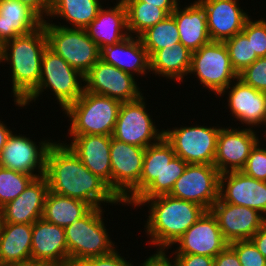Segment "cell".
I'll use <instances>...</instances> for the list:
<instances>
[{
	"label": "cell",
	"instance_id": "6da1fadb",
	"mask_svg": "<svg viewBox=\"0 0 266 266\" xmlns=\"http://www.w3.org/2000/svg\"><path fill=\"white\" fill-rule=\"evenodd\" d=\"M44 176L53 193L82 200L91 207L125 206L61 139H54L48 148Z\"/></svg>",
	"mask_w": 266,
	"mask_h": 266
},
{
	"label": "cell",
	"instance_id": "7a4b0ae2",
	"mask_svg": "<svg viewBox=\"0 0 266 266\" xmlns=\"http://www.w3.org/2000/svg\"><path fill=\"white\" fill-rule=\"evenodd\" d=\"M130 206L136 210L148 207L143 229L155 251H168L206 211L197 203L170 195L136 199Z\"/></svg>",
	"mask_w": 266,
	"mask_h": 266
},
{
	"label": "cell",
	"instance_id": "3957f363",
	"mask_svg": "<svg viewBox=\"0 0 266 266\" xmlns=\"http://www.w3.org/2000/svg\"><path fill=\"white\" fill-rule=\"evenodd\" d=\"M47 46V36L42 25L37 30L17 36L0 47V65H9L11 95L19 110L24 109L22 102L39 84L42 55Z\"/></svg>",
	"mask_w": 266,
	"mask_h": 266
},
{
	"label": "cell",
	"instance_id": "277c9868",
	"mask_svg": "<svg viewBox=\"0 0 266 266\" xmlns=\"http://www.w3.org/2000/svg\"><path fill=\"white\" fill-rule=\"evenodd\" d=\"M84 90V75L47 46L42 55L39 84L22 104L27 109L28 105L31 107V104H36L43 94L50 91L52 92L50 95L54 97L50 96V99L57 101L55 103L59 105L62 112L74 103Z\"/></svg>",
	"mask_w": 266,
	"mask_h": 266
},
{
	"label": "cell",
	"instance_id": "5b68a950",
	"mask_svg": "<svg viewBox=\"0 0 266 266\" xmlns=\"http://www.w3.org/2000/svg\"><path fill=\"white\" fill-rule=\"evenodd\" d=\"M105 213V208L92 207L83 217L64 228L68 266H76L85 259L104 256L119 248L106 227Z\"/></svg>",
	"mask_w": 266,
	"mask_h": 266
},
{
	"label": "cell",
	"instance_id": "8992f818",
	"mask_svg": "<svg viewBox=\"0 0 266 266\" xmlns=\"http://www.w3.org/2000/svg\"><path fill=\"white\" fill-rule=\"evenodd\" d=\"M121 102L113 98L87 92L72 104L62 115L68 118L67 135L112 136ZM70 122V123H69Z\"/></svg>",
	"mask_w": 266,
	"mask_h": 266
},
{
	"label": "cell",
	"instance_id": "52a82bcc",
	"mask_svg": "<svg viewBox=\"0 0 266 266\" xmlns=\"http://www.w3.org/2000/svg\"><path fill=\"white\" fill-rule=\"evenodd\" d=\"M145 149L111 136V191L125 207L140 196Z\"/></svg>",
	"mask_w": 266,
	"mask_h": 266
},
{
	"label": "cell",
	"instance_id": "ba28073f",
	"mask_svg": "<svg viewBox=\"0 0 266 266\" xmlns=\"http://www.w3.org/2000/svg\"><path fill=\"white\" fill-rule=\"evenodd\" d=\"M188 75L187 78L195 76L199 86L207 89L208 94L214 93L215 97L238 78L231 66L225 43L219 41H211L192 52Z\"/></svg>",
	"mask_w": 266,
	"mask_h": 266
},
{
	"label": "cell",
	"instance_id": "9c48e42d",
	"mask_svg": "<svg viewBox=\"0 0 266 266\" xmlns=\"http://www.w3.org/2000/svg\"><path fill=\"white\" fill-rule=\"evenodd\" d=\"M48 47L85 75L100 59V48L85 29L57 26L43 21Z\"/></svg>",
	"mask_w": 266,
	"mask_h": 266
},
{
	"label": "cell",
	"instance_id": "30bf717a",
	"mask_svg": "<svg viewBox=\"0 0 266 266\" xmlns=\"http://www.w3.org/2000/svg\"><path fill=\"white\" fill-rule=\"evenodd\" d=\"M199 124L167 127L163 136L172 145L176 156L186 163L214 165L217 137L224 125Z\"/></svg>",
	"mask_w": 266,
	"mask_h": 266
},
{
	"label": "cell",
	"instance_id": "8fae6325",
	"mask_svg": "<svg viewBox=\"0 0 266 266\" xmlns=\"http://www.w3.org/2000/svg\"><path fill=\"white\" fill-rule=\"evenodd\" d=\"M147 105L144 94L136 100L121 103L112 137L142 148L157 143L164 135V128L157 126Z\"/></svg>",
	"mask_w": 266,
	"mask_h": 266
},
{
	"label": "cell",
	"instance_id": "7c38bea8",
	"mask_svg": "<svg viewBox=\"0 0 266 266\" xmlns=\"http://www.w3.org/2000/svg\"><path fill=\"white\" fill-rule=\"evenodd\" d=\"M12 129L14 131L7 138L6 144L0 153V166L32 175L35 178L44 176L46 154L48 148L54 142L53 139L44 137L39 142H35L36 139H30L33 136L29 137V133L27 135L17 134L16 128Z\"/></svg>",
	"mask_w": 266,
	"mask_h": 266
},
{
	"label": "cell",
	"instance_id": "4fadbf2b",
	"mask_svg": "<svg viewBox=\"0 0 266 266\" xmlns=\"http://www.w3.org/2000/svg\"><path fill=\"white\" fill-rule=\"evenodd\" d=\"M215 98L226 100L224 105L227 107L224 108L226 112L229 109L228 116L233 117L230 120L239 122L236 124L256 130L262 125L260 132L266 128V92L258 91L237 78Z\"/></svg>",
	"mask_w": 266,
	"mask_h": 266
},
{
	"label": "cell",
	"instance_id": "5bb4252c",
	"mask_svg": "<svg viewBox=\"0 0 266 266\" xmlns=\"http://www.w3.org/2000/svg\"><path fill=\"white\" fill-rule=\"evenodd\" d=\"M138 80L132 74L101 59L84 75L85 91L104 95L121 103L136 100L144 94Z\"/></svg>",
	"mask_w": 266,
	"mask_h": 266
},
{
	"label": "cell",
	"instance_id": "9a60e30c",
	"mask_svg": "<svg viewBox=\"0 0 266 266\" xmlns=\"http://www.w3.org/2000/svg\"><path fill=\"white\" fill-rule=\"evenodd\" d=\"M219 177L220 173L214 165L188 164L168 195L210 210L219 199Z\"/></svg>",
	"mask_w": 266,
	"mask_h": 266
},
{
	"label": "cell",
	"instance_id": "2e32d148",
	"mask_svg": "<svg viewBox=\"0 0 266 266\" xmlns=\"http://www.w3.org/2000/svg\"><path fill=\"white\" fill-rule=\"evenodd\" d=\"M243 126H222L217 137L214 166L219 173L241 171L247 162L251 149L260 140L261 133Z\"/></svg>",
	"mask_w": 266,
	"mask_h": 266
},
{
	"label": "cell",
	"instance_id": "e0dca14e",
	"mask_svg": "<svg viewBox=\"0 0 266 266\" xmlns=\"http://www.w3.org/2000/svg\"><path fill=\"white\" fill-rule=\"evenodd\" d=\"M227 245L228 242L223 238L217 218L211 210H206L170 248L173 250L167 252L168 254H196L214 258Z\"/></svg>",
	"mask_w": 266,
	"mask_h": 266
},
{
	"label": "cell",
	"instance_id": "ac0fdd59",
	"mask_svg": "<svg viewBox=\"0 0 266 266\" xmlns=\"http://www.w3.org/2000/svg\"><path fill=\"white\" fill-rule=\"evenodd\" d=\"M217 218L223 238L228 242L250 240L266 223L259 211L223 202L220 198L210 209Z\"/></svg>",
	"mask_w": 266,
	"mask_h": 266
},
{
	"label": "cell",
	"instance_id": "d6986e66",
	"mask_svg": "<svg viewBox=\"0 0 266 266\" xmlns=\"http://www.w3.org/2000/svg\"><path fill=\"white\" fill-rule=\"evenodd\" d=\"M219 198L226 203L255 209L266 217V181L256 180L242 171L220 174Z\"/></svg>",
	"mask_w": 266,
	"mask_h": 266
},
{
	"label": "cell",
	"instance_id": "ffe728a7",
	"mask_svg": "<svg viewBox=\"0 0 266 266\" xmlns=\"http://www.w3.org/2000/svg\"><path fill=\"white\" fill-rule=\"evenodd\" d=\"M197 1L205 10L211 41L224 42L242 32L246 20L250 17L247 12L249 10L243 5L240 6L239 0Z\"/></svg>",
	"mask_w": 266,
	"mask_h": 266
},
{
	"label": "cell",
	"instance_id": "44dd1931",
	"mask_svg": "<svg viewBox=\"0 0 266 266\" xmlns=\"http://www.w3.org/2000/svg\"><path fill=\"white\" fill-rule=\"evenodd\" d=\"M67 144L85 167L103 180L111 190V136L106 135H66ZM70 136V137H69ZM68 142H66L68 138ZM71 140V141H70Z\"/></svg>",
	"mask_w": 266,
	"mask_h": 266
},
{
	"label": "cell",
	"instance_id": "7402d4cb",
	"mask_svg": "<svg viewBox=\"0 0 266 266\" xmlns=\"http://www.w3.org/2000/svg\"><path fill=\"white\" fill-rule=\"evenodd\" d=\"M48 191L45 176L34 178L17 198L0 209V223L33 224L42 218Z\"/></svg>",
	"mask_w": 266,
	"mask_h": 266
},
{
	"label": "cell",
	"instance_id": "603a6c76",
	"mask_svg": "<svg viewBox=\"0 0 266 266\" xmlns=\"http://www.w3.org/2000/svg\"><path fill=\"white\" fill-rule=\"evenodd\" d=\"M100 59L126 73L148 77L150 57L139 37L129 35L120 42L101 49Z\"/></svg>",
	"mask_w": 266,
	"mask_h": 266
},
{
	"label": "cell",
	"instance_id": "cb8c5ba5",
	"mask_svg": "<svg viewBox=\"0 0 266 266\" xmlns=\"http://www.w3.org/2000/svg\"><path fill=\"white\" fill-rule=\"evenodd\" d=\"M115 2H113L115 4L113 6L111 3H105L106 7L103 5L98 11L97 17L85 28L88 36L100 50L114 45L130 35L124 2L122 0Z\"/></svg>",
	"mask_w": 266,
	"mask_h": 266
},
{
	"label": "cell",
	"instance_id": "d4e9b609",
	"mask_svg": "<svg viewBox=\"0 0 266 266\" xmlns=\"http://www.w3.org/2000/svg\"><path fill=\"white\" fill-rule=\"evenodd\" d=\"M31 259L68 266V246L64 228L43 218L34 222Z\"/></svg>",
	"mask_w": 266,
	"mask_h": 266
},
{
	"label": "cell",
	"instance_id": "484cf974",
	"mask_svg": "<svg viewBox=\"0 0 266 266\" xmlns=\"http://www.w3.org/2000/svg\"><path fill=\"white\" fill-rule=\"evenodd\" d=\"M175 155L172 145L164 136L145 149L140 196L137 199L163 195V172Z\"/></svg>",
	"mask_w": 266,
	"mask_h": 266
},
{
	"label": "cell",
	"instance_id": "4316f807",
	"mask_svg": "<svg viewBox=\"0 0 266 266\" xmlns=\"http://www.w3.org/2000/svg\"><path fill=\"white\" fill-rule=\"evenodd\" d=\"M181 2L183 3L181 0L171 16L177 24L180 43L191 52H195L201 46L211 42L206 13L197 0L182 6Z\"/></svg>",
	"mask_w": 266,
	"mask_h": 266
},
{
	"label": "cell",
	"instance_id": "83f0119b",
	"mask_svg": "<svg viewBox=\"0 0 266 266\" xmlns=\"http://www.w3.org/2000/svg\"><path fill=\"white\" fill-rule=\"evenodd\" d=\"M43 19L18 0H0V47L20 35L43 25Z\"/></svg>",
	"mask_w": 266,
	"mask_h": 266
},
{
	"label": "cell",
	"instance_id": "f1b7e54d",
	"mask_svg": "<svg viewBox=\"0 0 266 266\" xmlns=\"http://www.w3.org/2000/svg\"><path fill=\"white\" fill-rule=\"evenodd\" d=\"M33 224L0 223V265L31 260Z\"/></svg>",
	"mask_w": 266,
	"mask_h": 266
},
{
	"label": "cell",
	"instance_id": "f546056e",
	"mask_svg": "<svg viewBox=\"0 0 266 266\" xmlns=\"http://www.w3.org/2000/svg\"><path fill=\"white\" fill-rule=\"evenodd\" d=\"M106 1L109 3V0H52L46 20L57 26L85 29L97 17ZM52 19L63 21L53 22Z\"/></svg>",
	"mask_w": 266,
	"mask_h": 266
},
{
	"label": "cell",
	"instance_id": "4dcf8cb0",
	"mask_svg": "<svg viewBox=\"0 0 266 266\" xmlns=\"http://www.w3.org/2000/svg\"><path fill=\"white\" fill-rule=\"evenodd\" d=\"M191 55L192 52L181 43L175 44L170 49L167 47L160 49L150 58V74L161 79L163 77L171 83L174 81L173 83L183 84L188 81Z\"/></svg>",
	"mask_w": 266,
	"mask_h": 266
},
{
	"label": "cell",
	"instance_id": "1f68e13d",
	"mask_svg": "<svg viewBox=\"0 0 266 266\" xmlns=\"http://www.w3.org/2000/svg\"><path fill=\"white\" fill-rule=\"evenodd\" d=\"M92 207L79 199L48 191L42 218L60 227H67L83 217Z\"/></svg>",
	"mask_w": 266,
	"mask_h": 266
},
{
	"label": "cell",
	"instance_id": "d6a6232c",
	"mask_svg": "<svg viewBox=\"0 0 266 266\" xmlns=\"http://www.w3.org/2000/svg\"><path fill=\"white\" fill-rule=\"evenodd\" d=\"M127 12V28L132 36L139 37L148 28L163 21L168 14L155 5L142 1H123Z\"/></svg>",
	"mask_w": 266,
	"mask_h": 266
},
{
	"label": "cell",
	"instance_id": "836d02e7",
	"mask_svg": "<svg viewBox=\"0 0 266 266\" xmlns=\"http://www.w3.org/2000/svg\"><path fill=\"white\" fill-rule=\"evenodd\" d=\"M139 38L151 58L158 50L172 48L180 43L178 27L175 19L168 15L163 21L148 28Z\"/></svg>",
	"mask_w": 266,
	"mask_h": 266
},
{
	"label": "cell",
	"instance_id": "e575fe53",
	"mask_svg": "<svg viewBox=\"0 0 266 266\" xmlns=\"http://www.w3.org/2000/svg\"><path fill=\"white\" fill-rule=\"evenodd\" d=\"M224 43L228 49L231 66L238 75L258 59L257 54L253 52L251 39L243 32L225 40Z\"/></svg>",
	"mask_w": 266,
	"mask_h": 266
},
{
	"label": "cell",
	"instance_id": "d590c367",
	"mask_svg": "<svg viewBox=\"0 0 266 266\" xmlns=\"http://www.w3.org/2000/svg\"><path fill=\"white\" fill-rule=\"evenodd\" d=\"M34 178L0 166V209L17 198Z\"/></svg>",
	"mask_w": 266,
	"mask_h": 266
},
{
	"label": "cell",
	"instance_id": "8d00e7d4",
	"mask_svg": "<svg viewBox=\"0 0 266 266\" xmlns=\"http://www.w3.org/2000/svg\"><path fill=\"white\" fill-rule=\"evenodd\" d=\"M254 19L250 16L245 24L242 32L251 39V46L253 52L257 54L258 58L266 57V19L261 16Z\"/></svg>",
	"mask_w": 266,
	"mask_h": 266
},
{
	"label": "cell",
	"instance_id": "74e56055",
	"mask_svg": "<svg viewBox=\"0 0 266 266\" xmlns=\"http://www.w3.org/2000/svg\"><path fill=\"white\" fill-rule=\"evenodd\" d=\"M263 143V144H262ZM266 142L260 140L251 149L245 167L241 170L256 180L266 181Z\"/></svg>",
	"mask_w": 266,
	"mask_h": 266
},
{
	"label": "cell",
	"instance_id": "f35d334b",
	"mask_svg": "<svg viewBox=\"0 0 266 266\" xmlns=\"http://www.w3.org/2000/svg\"><path fill=\"white\" fill-rule=\"evenodd\" d=\"M228 245L235 251L242 266H266V258L251 240H237Z\"/></svg>",
	"mask_w": 266,
	"mask_h": 266
},
{
	"label": "cell",
	"instance_id": "ab89813d",
	"mask_svg": "<svg viewBox=\"0 0 266 266\" xmlns=\"http://www.w3.org/2000/svg\"><path fill=\"white\" fill-rule=\"evenodd\" d=\"M246 85L266 92V57L256 59L250 66L238 75Z\"/></svg>",
	"mask_w": 266,
	"mask_h": 266
},
{
	"label": "cell",
	"instance_id": "60d3db41",
	"mask_svg": "<svg viewBox=\"0 0 266 266\" xmlns=\"http://www.w3.org/2000/svg\"><path fill=\"white\" fill-rule=\"evenodd\" d=\"M119 250L116 248L110 254L85 259L76 266H137V264L134 265L135 261H131V258L130 260H126L128 257H123L124 253H122V250H120V253Z\"/></svg>",
	"mask_w": 266,
	"mask_h": 266
},
{
	"label": "cell",
	"instance_id": "b9f144b4",
	"mask_svg": "<svg viewBox=\"0 0 266 266\" xmlns=\"http://www.w3.org/2000/svg\"><path fill=\"white\" fill-rule=\"evenodd\" d=\"M188 163L174 156L163 172V195H168L176 180L184 173Z\"/></svg>",
	"mask_w": 266,
	"mask_h": 266
},
{
	"label": "cell",
	"instance_id": "7bdbcfd3",
	"mask_svg": "<svg viewBox=\"0 0 266 266\" xmlns=\"http://www.w3.org/2000/svg\"><path fill=\"white\" fill-rule=\"evenodd\" d=\"M177 266H214V258L196 254H171Z\"/></svg>",
	"mask_w": 266,
	"mask_h": 266
},
{
	"label": "cell",
	"instance_id": "ee69618b",
	"mask_svg": "<svg viewBox=\"0 0 266 266\" xmlns=\"http://www.w3.org/2000/svg\"><path fill=\"white\" fill-rule=\"evenodd\" d=\"M153 253V254H152ZM150 253V256H146V260L142 262H135L138 266H177L176 261L171 255H168L167 251H154Z\"/></svg>",
	"mask_w": 266,
	"mask_h": 266
},
{
	"label": "cell",
	"instance_id": "f6af8a7d",
	"mask_svg": "<svg viewBox=\"0 0 266 266\" xmlns=\"http://www.w3.org/2000/svg\"><path fill=\"white\" fill-rule=\"evenodd\" d=\"M214 266H242L235 251L227 245L214 257Z\"/></svg>",
	"mask_w": 266,
	"mask_h": 266
},
{
	"label": "cell",
	"instance_id": "bcb514c9",
	"mask_svg": "<svg viewBox=\"0 0 266 266\" xmlns=\"http://www.w3.org/2000/svg\"><path fill=\"white\" fill-rule=\"evenodd\" d=\"M34 10L43 20L48 18L52 0H18Z\"/></svg>",
	"mask_w": 266,
	"mask_h": 266
},
{
	"label": "cell",
	"instance_id": "7dc6e473",
	"mask_svg": "<svg viewBox=\"0 0 266 266\" xmlns=\"http://www.w3.org/2000/svg\"><path fill=\"white\" fill-rule=\"evenodd\" d=\"M122 1H142L151 5H155L162 8L168 15L175 10L176 6L180 3V0H122Z\"/></svg>",
	"mask_w": 266,
	"mask_h": 266
},
{
	"label": "cell",
	"instance_id": "c3c4849f",
	"mask_svg": "<svg viewBox=\"0 0 266 266\" xmlns=\"http://www.w3.org/2000/svg\"><path fill=\"white\" fill-rule=\"evenodd\" d=\"M266 258V223L250 239Z\"/></svg>",
	"mask_w": 266,
	"mask_h": 266
},
{
	"label": "cell",
	"instance_id": "681fc988",
	"mask_svg": "<svg viewBox=\"0 0 266 266\" xmlns=\"http://www.w3.org/2000/svg\"><path fill=\"white\" fill-rule=\"evenodd\" d=\"M5 122V120L2 121L0 119V153L6 144L7 138L13 131L10 126H7L8 124H6Z\"/></svg>",
	"mask_w": 266,
	"mask_h": 266
},
{
	"label": "cell",
	"instance_id": "f907efd6",
	"mask_svg": "<svg viewBox=\"0 0 266 266\" xmlns=\"http://www.w3.org/2000/svg\"><path fill=\"white\" fill-rule=\"evenodd\" d=\"M12 266H61L52 262L47 261H39V260H27L23 261L17 264H14Z\"/></svg>",
	"mask_w": 266,
	"mask_h": 266
},
{
	"label": "cell",
	"instance_id": "816d5d0a",
	"mask_svg": "<svg viewBox=\"0 0 266 266\" xmlns=\"http://www.w3.org/2000/svg\"><path fill=\"white\" fill-rule=\"evenodd\" d=\"M264 133H262L260 136L263 137V140L266 141V130H263Z\"/></svg>",
	"mask_w": 266,
	"mask_h": 266
}]
</instances>
